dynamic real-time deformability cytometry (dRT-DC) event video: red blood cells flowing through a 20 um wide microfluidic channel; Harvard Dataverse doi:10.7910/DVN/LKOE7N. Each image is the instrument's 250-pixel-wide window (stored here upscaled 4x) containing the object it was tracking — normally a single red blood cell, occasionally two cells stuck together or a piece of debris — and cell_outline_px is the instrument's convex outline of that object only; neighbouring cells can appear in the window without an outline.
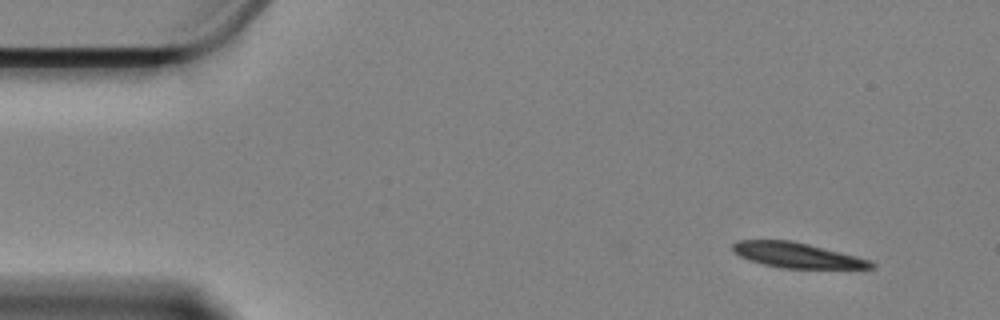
{"species": "Egyptian fruit bat (a non-hibernating species)", "species_latin": "Rousettus aegyptiacus", "temperature_condition": "cold", "stored_images_in_passage": 10, "camera_frame_rate_fps": 3000, "um_per_image_px": 0.085, "animal": {"sex": "female"}, "frame": {"image": 1, "passage_image": 1, "time_ms": 0.0, "image_size_px": [1000, 320], "cell_outline_px": [[876, 268], [780, 268], [748, 260], [732, 252], [732, 244], [736, 240], [792, 240], [872, 260], [876, 264]], "centroid_in_image_um": [67.72, 21.69], "position_along_channel_um": 17.3, "area_um2": 20.35}}